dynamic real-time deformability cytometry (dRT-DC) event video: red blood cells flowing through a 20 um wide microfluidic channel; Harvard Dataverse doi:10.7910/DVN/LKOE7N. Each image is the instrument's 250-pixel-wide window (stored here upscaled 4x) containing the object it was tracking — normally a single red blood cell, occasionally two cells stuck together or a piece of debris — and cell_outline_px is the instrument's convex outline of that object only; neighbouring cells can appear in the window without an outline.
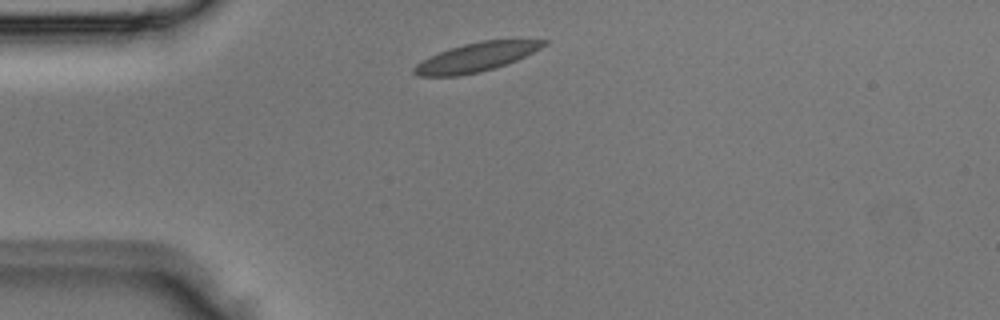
{"species": "Egyptian fruit bat (a non-hibernating species)", "species_latin": "Rousettus aegyptiacus", "temperature_condition": "room temperature", "stored_images_in_passage": 1, "camera_frame_rate_fps": 3000, "um_per_image_px": 0.085, "animal": {"sex": "male"}, "frame": {"image": 1, "passage_image": 1, "time_ms": 0.0, "image_size_px": [1000, 320], "cell_outline_px": [[548, 44], [516, 60], [480, 72], [460, 76], [420, 76], [412, 72], [412, 68], [420, 60], [428, 56], [448, 48], [464, 44], [484, 40], [548, 40]], "centroid_in_image_um": [40.4, 4.86], "position_along_channel_um": 44.6, "area_um2": 21.68}}